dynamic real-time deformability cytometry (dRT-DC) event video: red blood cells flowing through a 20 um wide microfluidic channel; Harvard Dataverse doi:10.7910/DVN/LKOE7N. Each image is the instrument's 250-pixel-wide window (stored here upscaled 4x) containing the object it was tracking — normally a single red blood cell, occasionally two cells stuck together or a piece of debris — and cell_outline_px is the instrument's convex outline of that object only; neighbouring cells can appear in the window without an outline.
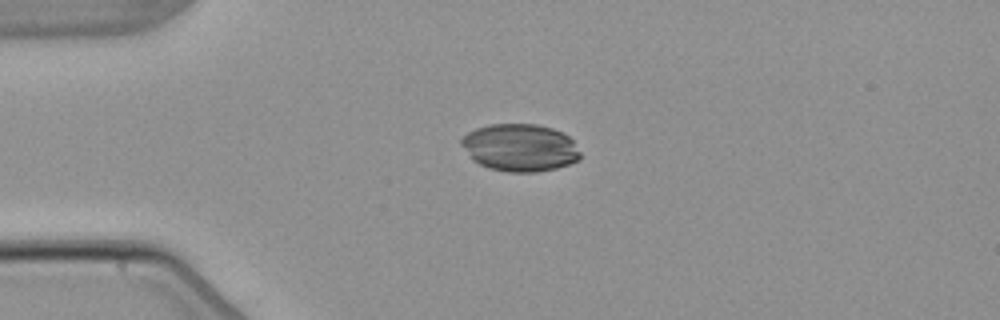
{"species": "common noctule bat (a hibernating species)", "species_latin": "Nyctalus noctula", "temperature_condition": "warm", "stored_images_in_passage": 1, "camera_frame_rate_fps": 3000, "um_per_image_px": 0.085, "animal": {"sex": "male", "body_mass_g": 21.5, "forearm_length_mm": 52.0}, "frame": {"image": 1, "passage_image": 1, "time_ms": 0.0, "image_size_px": [1000, 320], "cell_outline_px": [[580, 160], [556, 168], [536, 172], [508, 172], [488, 168], [472, 160], [460, 144], [460, 140], [468, 132], [476, 128], [488, 124], [536, 124], [552, 128], [564, 132], [572, 140], [580, 152]], "centroid_in_image_um": [44.18, 12.54], "position_along_channel_um": 40.8, "area_um2": 33.06}}